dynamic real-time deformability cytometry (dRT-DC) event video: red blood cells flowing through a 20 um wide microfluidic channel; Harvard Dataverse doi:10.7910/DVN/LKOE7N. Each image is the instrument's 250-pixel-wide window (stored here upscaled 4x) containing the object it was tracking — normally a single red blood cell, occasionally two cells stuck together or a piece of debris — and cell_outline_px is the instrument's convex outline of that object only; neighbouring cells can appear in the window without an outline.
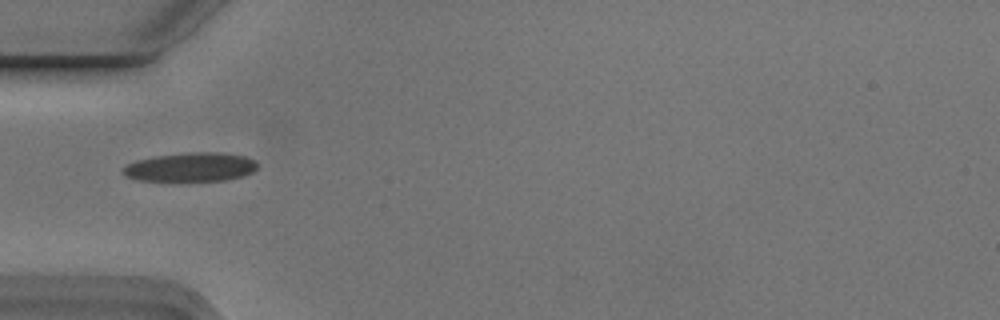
{"species": "Egyptian fruit bat (a non-hibernating species)", "species_latin": "Rousettus aegyptiacus", "temperature_condition": "cold", "stored_images_in_passage": 7, "camera_frame_rate_fps": 3000, "um_per_image_px": 0.085, "animal": {"sex": "male"}, "frame": {"image": 1, "passage_image": 5, "time_ms": 1.333, "image_size_px": [1000, 320], "cell_outline_px": [[256, 168], [252, 172], [244, 176], [224, 180], [136, 180], [124, 176], [120, 172], [120, 168], [136, 160], [156, 156], [188, 152], [220, 152], [244, 156], [256, 160]], "centroid_in_image_um": [16.17, 14.19], "position_along_channel_um": 68.8, "area_um2": 22.66}}
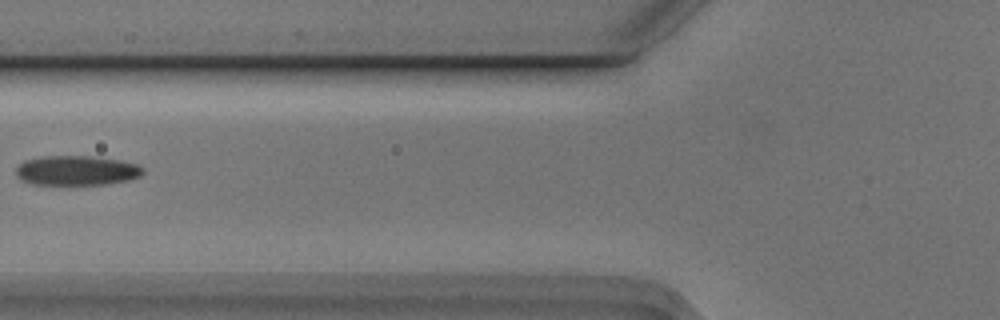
{"frame": {"image": 2, "passage_image": 6, "time_ms": 1.667, "image_size_px": [1000, 320], "cell_outline_px": [[144, 172], [140, 176], [128, 180], [108, 184], [32, 184], [20, 180], [16, 176], [16, 168], [24, 160], [44, 156], [92, 156], [116, 160], [136, 164], [144, 168]], "centroid_in_image_um": [6.49, 14.49], "position_along_channel_um": 119.3, "area_um2": 21.91}}
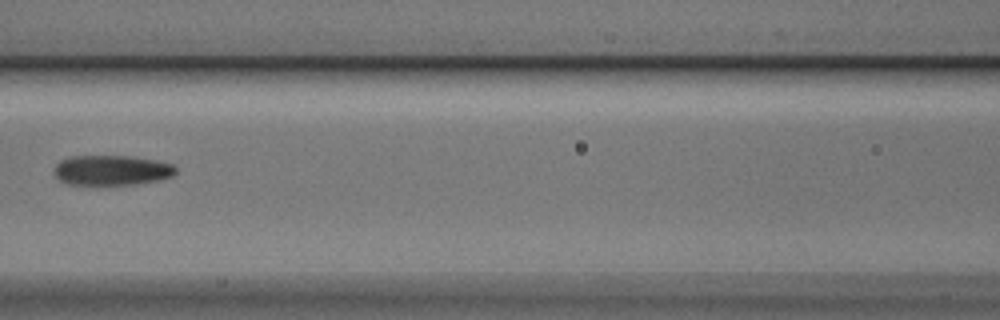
{"frame": {"image": 3, "passage_image": 7, "time_ms": 2.0, "image_size_px": [1000, 320], "cell_outline_px": [[176, 172], [172, 176], [156, 180], [136, 184], [96, 188], [64, 184], [52, 172], [52, 168], [60, 160], [72, 156], [132, 156], [156, 160], [172, 164], [176, 168]], "centroid_in_image_um": [9.4, 14.52], "position_along_channel_um": 157.2, "area_um2": 22.37}}